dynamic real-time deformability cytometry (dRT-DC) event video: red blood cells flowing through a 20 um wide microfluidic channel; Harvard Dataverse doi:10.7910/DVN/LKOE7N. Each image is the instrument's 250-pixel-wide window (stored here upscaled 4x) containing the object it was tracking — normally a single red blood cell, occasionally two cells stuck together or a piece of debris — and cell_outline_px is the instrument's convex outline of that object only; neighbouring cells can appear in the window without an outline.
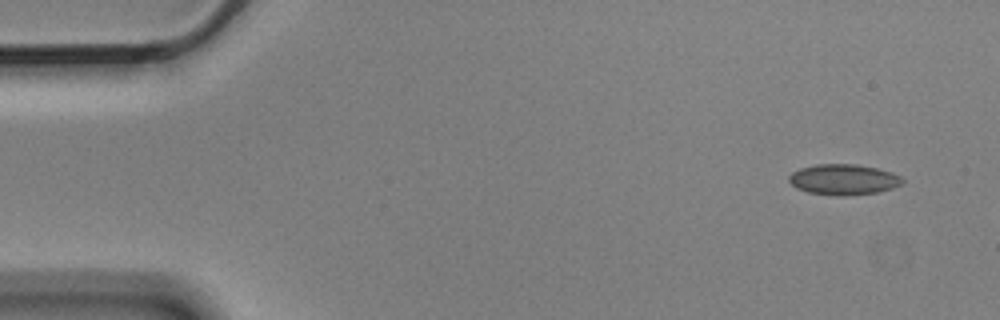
{"species": "Egyptian fruit bat (a non-hibernating species)", "species_latin": "Rousettus aegyptiacus", "temperature_condition": "cold", "stored_images_in_passage": 3, "camera_frame_rate_fps": 3000, "um_per_image_px": 0.085, "animal": {"sex": "male"}, "frame": {"image": 1, "passage_image": 1, "time_ms": 0.0, "image_size_px": [1000, 320], "cell_outline_px": [[904, 184], [892, 188], [876, 192], [844, 196], [836, 196], [808, 192], [796, 188], [788, 180], [788, 176], [792, 172], [800, 168], [816, 164], [856, 164], [876, 168], [892, 172], [900, 176], [904, 180]], "centroid_in_image_um": [71.7, 15.26], "position_along_channel_um": 13.3, "area_um2": 20.35}}